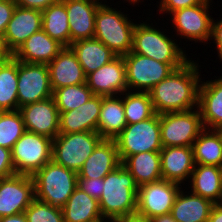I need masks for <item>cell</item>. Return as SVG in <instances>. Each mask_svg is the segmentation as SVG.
I'll return each mask as SVG.
<instances>
[{
	"label": "cell",
	"mask_w": 222,
	"mask_h": 222,
	"mask_svg": "<svg viewBox=\"0 0 222 222\" xmlns=\"http://www.w3.org/2000/svg\"><path fill=\"white\" fill-rule=\"evenodd\" d=\"M199 64L189 60L183 66L155 85L150 91L157 114L187 111L198 108V91L201 80Z\"/></svg>",
	"instance_id": "1"
},
{
	"label": "cell",
	"mask_w": 222,
	"mask_h": 222,
	"mask_svg": "<svg viewBox=\"0 0 222 222\" xmlns=\"http://www.w3.org/2000/svg\"><path fill=\"white\" fill-rule=\"evenodd\" d=\"M102 188L99 206L105 221L136 212L139 186L123 164L103 178Z\"/></svg>",
	"instance_id": "2"
},
{
	"label": "cell",
	"mask_w": 222,
	"mask_h": 222,
	"mask_svg": "<svg viewBox=\"0 0 222 222\" xmlns=\"http://www.w3.org/2000/svg\"><path fill=\"white\" fill-rule=\"evenodd\" d=\"M35 198L62 209L77 188L78 174L53 160L32 175Z\"/></svg>",
	"instance_id": "3"
},
{
	"label": "cell",
	"mask_w": 222,
	"mask_h": 222,
	"mask_svg": "<svg viewBox=\"0 0 222 222\" xmlns=\"http://www.w3.org/2000/svg\"><path fill=\"white\" fill-rule=\"evenodd\" d=\"M102 3L95 17L94 38L101 41L117 56L132 51L135 24L120 10Z\"/></svg>",
	"instance_id": "4"
},
{
	"label": "cell",
	"mask_w": 222,
	"mask_h": 222,
	"mask_svg": "<svg viewBox=\"0 0 222 222\" xmlns=\"http://www.w3.org/2000/svg\"><path fill=\"white\" fill-rule=\"evenodd\" d=\"M147 22H136L133 32L132 52L161 63L185 64L189 61L186 52L172 40L164 31Z\"/></svg>",
	"instance_id": "5"
},
{
	"label": "cell",
	"mask_w": 222,
	"mask_h": 222,
	"mask_svg": "<svg viewBox=\"0 0 222 222\" xmlns=\"http://www.w3.org/2000/svg\"><path fill=\"white\" fill-rule=\"evenodd\" d=\"M121 163L130 155L141 152L161 151L160 114L127 124L123 131L114 138Z\"/></svg>",
	"instance_id": "6"
},
{
	"label": "cell",
	"mask_w": 222,
	"mask_h": 222,
	"mask_svg": "<svg viewBox=\"0 0 222 222\" xmlns=\"http://www.w3.org/2000/svg\"><path fill=\"white\" fill-rule=\"evenodd\" d=\"M53 139L25 131L11 150L15 174L30 175L52 160Z\"/></svg>",
	"instance_id": "7"
},
{
	"label": "cell",
	"mask_w": 222,
	"mask_h": 222,
	"mask_svg": "<svg viewBox=\"0 0 222 222\" xmlns=\"http://www.w3.org/2000/svg\"><path fill=\"white\" fill-rule=\"evenodd\" d=\"M102 139L97 132L59 133L53 139L52 160L78 173Z\"/></svg>",
	"instance_id": "8"
},
{
	"label": "cell",
	"mask_w": 222,
	"mask_h": 222,
	"mask_svg": "<svg viewBox=\"0 0 222 222\" xmlns=\"http://www.w3.org/2000/svg\"><path fill=\"white\" fill-rule=\"evenodd\" d=\"M123 58L129 91L149 92L155 85L167 78L173 70L184 65L161 63L132 51L123 55Z\"/></svg>",
	"instance_id": "9"
},
{
	"label": "cell",
	"mask_w": 222,
	"mask_h": 222,
	"mask_svg": "<svg viewBox=\"0 0 222 222\" xmlns=\"http://www.w3.org/2000/svg\"><path fill=\"white\" fill-rule=\"evenodd\" d=\"M203 129L198 108L160 114L162 147L192 146Z\"/></svg>",
	"instance_id": "10"
},
{
	"label": "cell",
	"mask_w": 222,
	"mask_h": 222,
	"mask_svg": "<svg viewBox=\"0 0 222 222\" xmlns=\"http://www.w3.org/2000/svg\"><path fill=\"white\" fill-rule=\"evenodd\" d=\"M47 64L18 61L17 95L19 108L52 97Z\"/></svg>",
	"instance_id": "11"
},
{
	"label": "cell",
	"mask_w": 222,
	"mask_h": 222,
	"mask_svg": "<svg viewBox=\"0 0 222 222\" xmlns=\"http://www.w3.org/2000/svg\"><path fill=\"white\" fill-rule=\"evenodd\" d=\"M211 2L212 0H205L201 4L172 12L171 23L177 35L195 43L199 41L205 44L210 41L213 18L208 12Z\"/></svg>",
	"instance_id": "12"
},
{
	"label": "cell",
	"mask_w": 222,
	"mask_h": 222,
	"mask_svg": "<svg viewBox=\"0 0 222 222\" xmlns=\"http://www.w3.org/2000/svg\"><path fill=\"white\" fill-rule=\"evenodd\" d=\"M181 184L161 179L139 186L136 212L151 219L169 214Z\"/></svg>",
	"instance_id": "13"
},
{
	"label": "cell",
	"mask_w": 222,
	"mask_h": 222,
	"mask_svg": "<svg viewBox=\"0 0 222 222\" xmlns=\"http://www.w3.org/2000/svg\"><path fill=\"white\" fill-rule=\"evenodd\" d=\"M34 199L32 176L14 174L0 178V217L23 213Z\"/></svg>",
	"instance_id": "14"
},
{
	"label": "cell",
	"mask_w": 222,
	"mask_h": 222,
	"mask_svg": "<svg viewBox=\"0 0 222 222\" xmlns=\"http://www.w3.org/2000/svg\"><path fill=\"white\" fill-rule=\"evenodd\" d=\"M26 131L54 139L59 134L60 113L53 97L19 108Z\"/></svg>",
	"instance_id": "15"
},
{
	"label": "cell",
	"mask_w": 222,
	"mask_h": 222,
	"mask_svg": "<svg viewBox=\"0 0 222 222\" xmlns=\"http://www.w3.org/2000/svg\"><path fill=\"white\" fill-rule=\"evenodd\" d=\"M86 84L94 95L116 96L127 88L126 67L123 56H117L86 76Z\"/></svg>",
	"instance_id": "16"
},
{
	"label": "cell",
	"mask_w": 222,
	"mask_h": 222,
	"mask_svg": "<svg viewBox=\"0 0 222 222\" xmlns=\"http://www.w3.org/2000/svg\"><path fill=\"white\" fill-rule=\"evenodd\" d=\"M67 10L71 43L94 38L95 17L102 0H62Z\"/></svg>",
	"instance_id": "17"
},
{
	"label": "cell",
	"mask_w": 222,
	"mask_h": 222,
	"mask_svg": "<svg viewBox=\"0 0 222 222\" xmlns=\"http://www.w3.org/2000/svg\"><path fill=\"white\" fill-rule=\"evenodd\" d=\"M42 29V11L15 7L4 33L7 49L13 54L32 34Z\"/></svg>",
	"instance_id": "18"
},
{
	"label": "cell",
	"mask_w": 222,
	"mask_h": 222,
	"mask_svg": "<svg viewBox=\"0 0 222 222\" xmlns=\"http://www.w3.org/2000/svg\"><path fill=\"white\" fill-rule=\"evenodd\" d=\"M162 179L185 183L190 180L195 167L192 146H169L160 151Z\"/></svg>",
	"instance_id": "19"
},
{
	"label": "cell",
	"mask_w": 222,
	"mask_h": 222,
	"mask_svg": "<svg viewBox=\"0 0 222 222\" xmlns=\"http://www.w3.org/2000/svg\"><path fill=\"white\" fill-rule=\"evenodd\" d=\"M121 165L114 139H102L77 173L79 179L104 178Z\"/></svg>",
	"instance_id": "20"
},
{
	"label": "cell",
	"mask_w": 222,
	"mask_h": 222,
	"mask_svg": "<svg viewBox=\"0 0 222 222\" xmlns=\"http://www.w3.org/2000/svg\"><path fill=\"white\" fill-rule=\"evenodd\" d=\"M52 90L86 83V75L71 47H64L48 64Z\"/></svg>",
	"instance_id": "21"
},
{
	"label": "cell",
	"mask_w": 222,
	"mask_h": 222,
	"mask_svg": "<svg viewBox=\"0 0 222 222\" xmlns=\"http://www.w3.org/2000/svg\"><path fill=\"white\" fill-rule=\"evenodd\" d=\"M198 109L204 128L222 130V76L200 82Z\"/></svg>",
	"instance_id": "22"
},
{
	"label": "cell",
	"mask_w": 222,
	"mask_h": 222,
	"mask_svg": "<svg viewBox=\"0 0 222 222\" xmlns=\"http://www.w3.org/2000/svg\"><path fill=\"white\" fill-rule=\"evenodd\" d=\"M63 48L62 44L41 29L21 44L12 56L24 63L48 65Z\"/></svg>",
	"instance_id": "23"
},
{
	"label": "cell",
	"mask_w": 222,
	"mask_h": 222,
	"mask_svg": "<svg viewBox=\"0 0 222 222\" xmlns=\"http://www.w3.org/2000/svg\"><path fill=\"white\" fill-rule=\"evenodd\" d=\"M190 182V192L209 199L214 204L222 202V167L195 164Z\"/></svg>",
	"instance_id": "24"
},
{
	"label": "cell",
	"mask_w": 222,
	"mask_h": 222,
	"mask_svg": "<svg viewBox=\"0 0 222 222\" xmlns=\"http://www.w3.org/2000/svg\"><path fill=\"white\" fill-rule=\"evenodd\" d=\"M180 189L170 214L176 222H207L214 203L194 193Z\"/></svg>",
	"instance_id": "25"
},
{
	"label": "cell",
	"mask_w": 222,
	"mask_h": 222,
	"mask_svg": "<svg viewBox=\"0 0 222 222\" xmlns=\"http://www.w3.org/2000/svg\"><path fill=\"white\" fill-rule=\"evenodd\" d=\"M126 125L122 96H102L97 133L103 139H114Z\"/></svg>",
	"instance_id": "26"
},
{
	"label": "cell",
	"mask_w": 222,
	"mask_h": 222,
	"mask_svg": "<svg viewBox=\"0 0 222 222\" xmlns=\"http://www.w3.org/2000/svg\"><path fill=\"white\" fill-rule=\"evenodd\" d=\"M87 76L108 64L117 54L96 38L78 40L70 45Z\"/></svg>",
	"instance_id": "27"
},
{
	"label": "cell",
	"mask_w": 222,
	"mask_h": 222,
	"mask_svg": "<svg viewBox=\"0 0 222 222\" xmlns=\"http://www.w3.org/2000/svg\"><path fill=\"white\" fill-rule=\"evenodd\" d=\"M64 222H107L103 219L99 201L76 188L62 208Z\"/></svg>",
	"instance_id": "28"
},
{
	"label": "cell",
	"mask_w": 222,
	"mask_h": 222,
	"mask_svg": "<svg viewBox=\"0 0 222 222\" xmlns=\"http://www.w3.org/2000/svg\"><path fill=\"white\" fill-rule=\"evenodd\" d=\"M121 164L134 177L138 186L162 179L160 151L130 155Z\"/></svg>",
	"instance_id": "29"
},
{
	"label": "cell",
	"mask_w": 222,
	"mask_h": 222,
	"mask_svg": "<svg viewBox=\"0 0 222 222\" xmlns=\"http://www.w3.org/2000/svg\"><path fill=\"white\" fill-rule=\"evenodd\" d=\"M192 149L195 164L222 167V130L204 128Z\"/></svg>",
	"instance_id": "30"
},
{
	"label": "cell",
	"mask_w": 222,
	"mask_h": 222,
	"mask_svg": "<svg viewBox=\"0 0 222 222\" xmlns=\"http://www.w3.org/2000/svg\"><path fill=\"white\" fill-rule=\"evenodd\" d=\"M42 30L64 47H70L67 10L62 0L42 11Z\"/></svg>",
	"instance_id": "31"
},
{
	"label": "cell",
	"mask_w": 222,
	"mask_h": 222,
	"mask_svg": "<svg viewBox=\"0 0 222 222\" xmlns=\"http://www.w3.org/2000/svg\"><path fill=\"white\" fill-rule=\"evenodd\" d=\"M17 84L18 60L11 56L0 62V111L19 110Z\"/></svg>",
	"instance_id": "32"
},
{
	"label": "cell",
	"mask_w": 222,
	"mask_h": 222,
	"mask_svg": "<svg viewBox=\"0 0 222 222\" xmlns=\"http://www.w3.org/2000/svg\"><path fill=\"white\" fill-rule=\"evenodd\" d=\"M121 95L127 124L145 121L156 114L149 92L127 90Z\"/></svg>",
	"instance_id": "33"
},
{
	"label": "cell",
	"mask_w": 222,
	"mask_h": 222,
	"mask_svg": "<svg viewBox=\"0 0 222 222\" xmlns=\"http://www.w3.org/2000/svg\"><path fill=\"white\" fill-rule=\"evenodd\" d=\"M93 95L86 83L54 89L52 93L59 113L76 109L86 103Z\"/></svg>",
	"instance_id": "34"
},
{
	"label": "cell",
	"mask_w": 222,
	"mask_h": 222,
	"mask_svg": "<svg viewBox=\"0 0 222 222\" xmlns=\"http://www.w3.org/2000/svg\"><path fill=\"white\" fill-rule=\"evenodd\" d=\"M25 131V124L19 110L0 111V146L12 150Z\"/></svg>",
	"instance_id": "35"
},
{
	"label": "cell",
	"mask_w": 222,
	"mask_h": 222,
	"mask_svg": "<svg viewBox=\"0 0 222 222\" xmlns=\"http://www.w3.org/2000/svg\"><path fill=\"white\" fill-rule=\"evenodd\" d=\"M27 222H64L63 211L48 203L34 199L24 211Z\"/></svg>",
	"instance_id": "36"
},
{
	"label": "cell",
	"mask_w": 222,
	"mask_h": 222,
	"mask_svg": "<svg viewBox=\"0 0 222 222\" xmlns=\"http://www.w3.org/2000/svg\"><path fill=\"white\" fill-rule=\"evenodd\" d=\"M101 105L102 96L93 95L86 103L76 108L77 111H81L84 132H97Z\"/></svg>",
	"instance_id": "37"
},
{
	"label": "cell",
	"mask_w": 222,
	"mask_h": 222,
	"mask_svg": "<svg viewBox=\"0 0 222 222\" xmlns=\"http://www.w3.org/2000/svg\"><path fill=\"white\" fill-rule=\"evenodd\" d=\"M84 132L81 111L76 109L60 113L59 133H79Z\"/></svg>",
	"instance_id": "38"
},
{
	"label": "cell",
	"mask_w": 222,
	"mask_h": 222,
	"mask_svg": "<svg viewBox=\"0 0 222 222\" xmlns=\"http://www.w3.org/2000/svg\"><path fill=\"white\" fill-rule=\"evenodd\" d=\"M103 178L77 179V188L99 201L103 191Z\"/></svg>",
	"instance_id": "39"
},
{
	"label": "cell",
	"mask_w": 222,
	"mask_h": 222,
	"mask_svg": "<svg viewBox=\"0 0 222 222\" xmlns=\"http://www.w3.org/2000/svg\"><path fill=\"white\" fill-rule=\"evenodd\" d=\"M204 1L205 0H160L159 13H167L170 15L176 10L192 7L203 3Z\"/></svg>",
	"instance_id": "40"
},
{
	"label": "cell",
	"mask_w": 222,
	"mask_h": 222,
	"mask_svg": "<svg viewBox=\"0 0 222 222\" xmlns=\"http://www.w3.org/2000/svg\"><path fill=\"white\" fill-rule=\"evenodd\" d=\"M15 174L12 163L11 150L0 146V178L9 177Z\"/></svg>",
	"instance_id": "41"
},
{
	"label": "cell",
	"mask_w": 222,
	"mask_h": 222,
	"mask_svg": "<svg viewBox=\"0 0 222 222\" xmlns=\"http://www.w3.org/2000/svg\"><path fill=\"white\" fill-rule=\"evenodd\" d=\"M15 7L13 0H0V35H4Z\"/></svg>",
	"instance_id": "42"
},
{
	"label": "cell",
	"mask_w": 222,
	"mask_h": 222,
	"mask_svg": "<svg viewBox=\"0 0 222 222\" xmlns=\"http://www.w3.org/2000/svg\"><path fill=\"white\" fill-rule=\"evenodd\" d=\"M17 6L43 11L60 0H13Z\"/></svg>",
	"instance_id": "43"
},
{
	"label": "cell",
	"mask_w": 222,
	"mask_h": 222,
	"mask_svg": "<svg viewBox=\"0 0 222 222\" xmlns=\"http://www.w3.org/2000/svg\"><path fill=\"white\" fill-rule=\"evenodd\" d=\"M211 40L213 39L216 46L219 59L222 60V18L220 21H212Z\"/></svg>",
	"instance_id": "44"
},
{
	"label": "cell",
	"mask_w": 222,
	"mask_h": 222,
	"mask_svg": "<svg viewBox=\"0 0 222 222\" xmlns=\"http://www.w3.org/2000/svg\"><path fill=\"white\" fill-rule=\"evenodd\" d=\"M111 222H150V220L146 216L138 212H134V213L122 216L120 218H117Z\"/></svg>",
	"instance_id": "45"
},
{
	"label": "cell",
	"mask_w": 222,
	"mask_h": 222,
	"mask_svg": "<svg viewBox=\"0 0 222 222\" xmlns=\"http://www.w3.org/2000/svg\"><path fill=\"white\" fill-rule=\"evenodd\" d=\"M207 222H222V203L213 205Z\"/></svg>",
	"instance_id": "46"
},
{
	"label": "cell",
	"mask_w": 222,
	"mask_h": 222,
	"mask_svg": "<svg viewBox=\"0 0 222 222\" xmlns=\"http://www.w3.org/2000/svg\"><path fill=\"white\" fill-rule=\"evenodd\" d=\"M11 56V52L6 47L4 36L0 35V62L9 59Z\"/></svg>",
	"instance_id": "47"
},
{
	"label": "cell",
	"mask_w": 222,
	"mask_h": 222,
	"mask_svg": "<svg viewBox=\"0 0 222 222\" xmlns=\"http://www.w3.org/2000/svg\"><path fill=\"white\" fill-rule=\"evenodd\" d=\"M0 222H27V219L23 212L16 215H10L7 217H0Z\"/></svg>",
	"instance_id": "48"
},
{
	"label": "cell",
	"mask_w": 222,
	"mask_h": 222,
	"mask_svg": "<svg viewBox=\"0 0 222 222\" xmlns=\"http://www.w3.org/2000/svg\"><path fill=\"white\" fill-rule=\"evenodd\" d=\"M149 220H150V222H176L170 213L165 214V215L156 216V217H153Z\"/></svg>",
	"instance_id": "49"
},
{
	"label": "cell",
	"mask_w": 222,
	"mask_h": 222,
	"mask_svg": "<svg viewBox=\"0 0 222 222\" xmlns=\"http://www.w3.org/2000/svg\"><path fill=\"white\" fill-rule=\"evenodd\" d=\"M124 1H125V0H124ZM126 1H127V2L129 1V4H132V3H133V5L141 2L140 0H126ZM130 2H131V3H130Z\"/></svg>",
	"instance_id": "50"
}]
</instances>
